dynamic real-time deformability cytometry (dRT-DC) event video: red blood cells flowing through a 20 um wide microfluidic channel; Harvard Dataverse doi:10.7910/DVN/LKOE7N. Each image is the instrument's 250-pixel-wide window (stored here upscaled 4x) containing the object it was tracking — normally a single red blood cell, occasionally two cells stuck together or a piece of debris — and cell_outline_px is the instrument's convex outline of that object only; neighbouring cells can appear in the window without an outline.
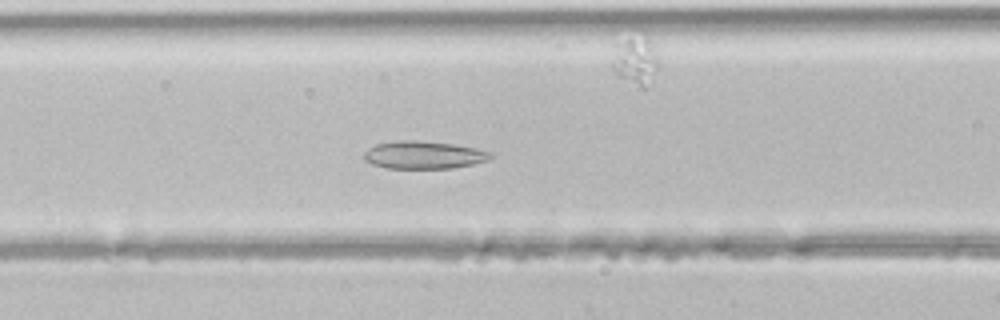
{"species": "common noctule bat (a hibernating species)", "species_latin": "Nyctalus noctula", "temperature_condition": "room temperature", "stored_images_in_passage": 45, "segment_of_instrument_passage": [1, 2], "camera_frame_rate_fps": 3000, "um_per_image_px": 0.085, "animal": {"sex": "male", "body_mass_g": 21.5, "forearm_length_mm": 52.0}, "frame": {"image": 1, "passage_image": 18, "time_ms": 5.667, "image_size_px": [1000, 320], "cell_outline_px": [[492, 156], [488, 160], [472, 164], [452, 168], [388, 168], [372, 164], [364, 160], [364, 152], [368, 148], [376, 144], [396, 140], [416, 140], [452, 144], [476, 148], [492, 152]], "centroid_in_image_um": [35.99, 13.16], "position_along_channel_um": 130.6, "area_um2": 20.4}}
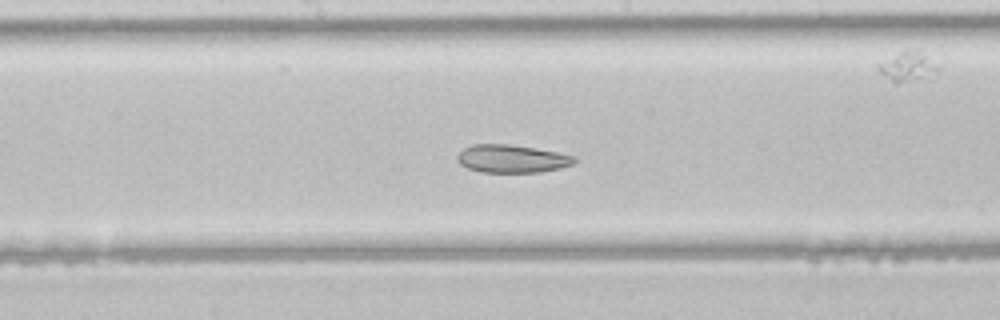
{"frame": {"image": 2, "passage_image": 23, "time_ms": 7.333, "image_size_px": [1000, 320], "cell_outline_px": [[576, 160], [572, 164], [560, 168], [540, 172], [484, 172], [468, 168], [460, 164], [456, 160], [456, 156], [464, 148], [472, 144], [508, 144], [556, 152], [576, 156]], "centroid_in_image_um": [43.48, 13.49], "position_along_channel_um": 204.7, "area_um2": 18.9}}
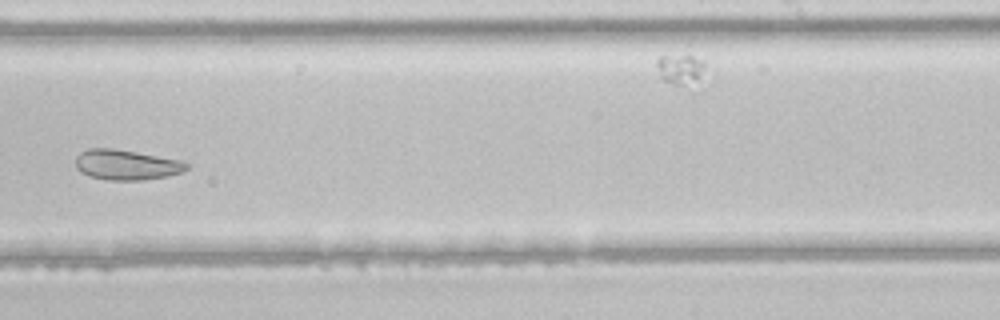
{"frame": {"image": 3, "passage_image": 28, "time_ms": 9.0, "image_size_px": [1000, 320], "cell_outline_px": [[192, 164], [184, 172], [164, 176], [140, 180], [108, 180], [92, 176], [80, 172], [76, 168], [76, 156], [80, 152], [88, 148], [112, 148], [136, 152], [180, 160]], "centroid_in_image_um": [10.75, 14.0], "position_along_channel_um": 278.3, "area_um2": 19.48}}